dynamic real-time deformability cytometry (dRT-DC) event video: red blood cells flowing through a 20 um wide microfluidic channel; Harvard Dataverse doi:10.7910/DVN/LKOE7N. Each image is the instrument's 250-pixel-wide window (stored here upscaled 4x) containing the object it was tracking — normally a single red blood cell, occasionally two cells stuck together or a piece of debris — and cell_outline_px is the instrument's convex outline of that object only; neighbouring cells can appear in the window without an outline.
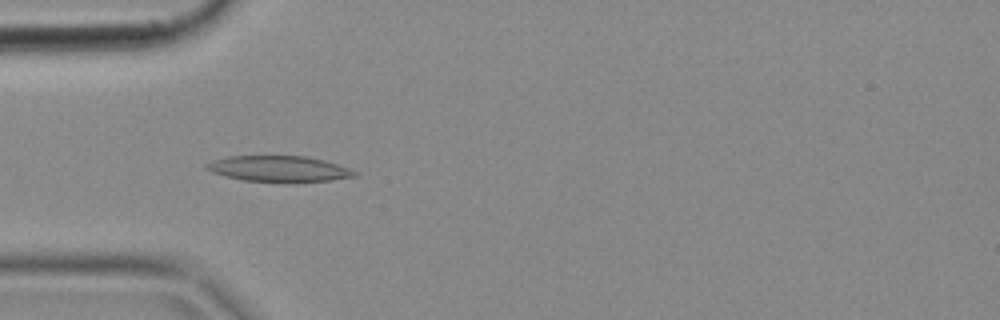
{"species": "common noctule bat (a hibernating species)", "species_latin": "Nyctalus noctula", "temperature_condition": "cold", "stored_images_in_passage": 5, "camera_frame_rate_fps": 3000, "um_per_image_px": 0.085, "animal": {"sex": "female", "body_mass_g": 18.4}, "frame": {"image": 1, "passage_image": 4, "time_ms": 1.0, "image_size_px": [1000, 320], "cell_outline_px": [[356, 176], [332, 180], [244, 180], [212, 172], [204, 168], [204, 164], [212, 160], [228, 156], [304, 156], [324, 160], [348, 168], [356, 172]], "centroid_in_image_um": [23.65, 14.31], "position_along_channel_um": 61.4, "area_um2": 21.44}}
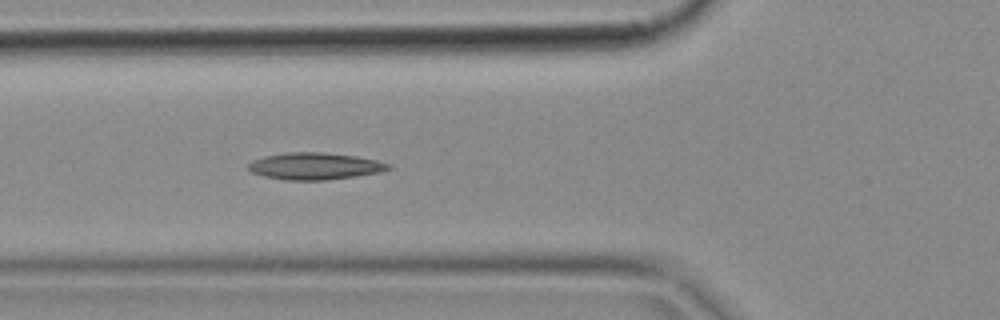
{"frame": {"image": 2, "passage_image": 5, "time_ms": 1.333, "image_size_px": [1000, 320], "cell_outline_px": [[392, 168], [380, 172], [356, 176], [324, 180], [284, 180], [264, 176], [252, 172], [244, 168], [252, 160], [264, 156], [284, 152], [324, 152], [356, 156], [376, 160], [392, 164]], "centroid_in_image_um": [26.73, 14.11], "position_along_channel_um": 99.1, "area_um2": 22.2}}